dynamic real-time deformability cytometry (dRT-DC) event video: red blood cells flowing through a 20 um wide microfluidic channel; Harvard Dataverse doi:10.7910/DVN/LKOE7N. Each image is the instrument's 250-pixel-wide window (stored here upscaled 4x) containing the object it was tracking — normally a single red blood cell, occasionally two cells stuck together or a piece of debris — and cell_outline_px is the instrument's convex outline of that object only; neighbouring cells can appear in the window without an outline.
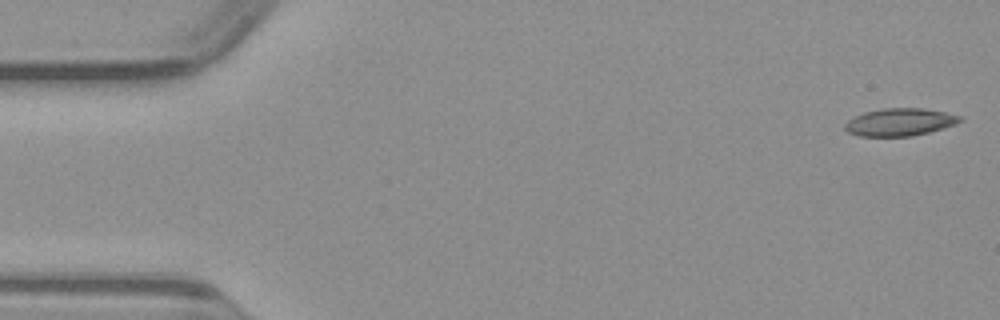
{"species": "common noctule bat (a hibernating species)", "species_latin": "Nyctalus noctula", "temperature_condition": "warm", "stored_images_in_passage": 12, "camera_frame_rate_fps": 3000, "um_per_image_px": 0.085, "animal": {"sex": "male", "body_mass_g": 23.1, "forearm_length_mm": 52.7}, "frame": {"image": 1, "passage_image": 1, "time_ms": 0.0, "image_size_px": [1000, 320], "cell_outline_px": [[964, 120], [956, 124], [928, 132], [912, 136], [860, 136], [848, 132], [844, 128], [844, 124], [848, 120], [864, 112], [884, 108], [924, 108], [944, 112], [960, 116]], "centroid_in_image_um": [76.48, 10.37], "position_along_channel_um": 8.5, "area_um2": 18.38}}
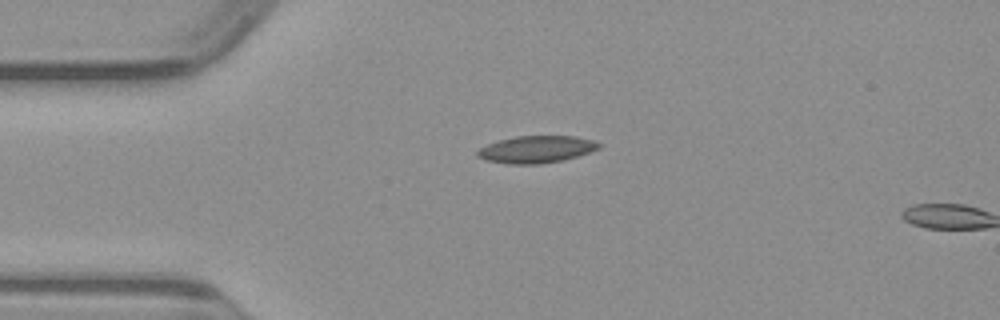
{"frame": {"image": 2, "passage_image": 11, "time_ms": 3.333, "image_size_px": [1000, 320], "cell_outline_px": [[600, 148], [576, 156], [560, 160], [540, 164], [512, 164], [484, 160], [476, 156], [476, 152], [480, 148], [488, 144], [500, 140], [516, 136], [572, 136], [592, 140], [600, 144]], "centroid_in_image_um": [45.54, 12.69], "position_along_channel_um": 39.5, "area_um2": 18.9}}